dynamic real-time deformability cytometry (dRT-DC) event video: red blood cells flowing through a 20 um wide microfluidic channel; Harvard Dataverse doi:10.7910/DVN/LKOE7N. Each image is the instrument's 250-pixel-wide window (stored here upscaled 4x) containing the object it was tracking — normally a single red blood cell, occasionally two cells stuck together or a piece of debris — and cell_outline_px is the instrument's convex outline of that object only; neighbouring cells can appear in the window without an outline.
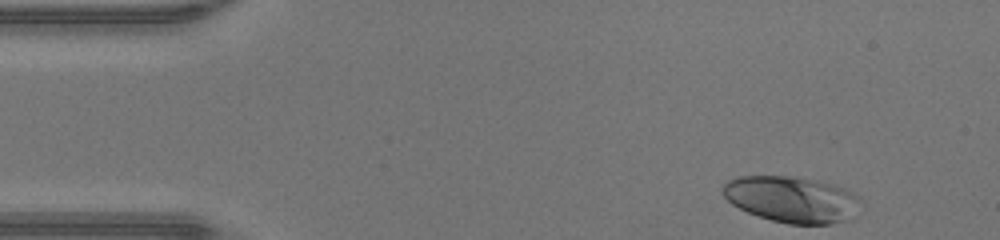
{"species": "human", "species_latin": "Homo sapiens", "temperature_condition": "warm", "stored_images_in_passage": 43, "camera_frame_rate_fps": 3000, "um_per_image_px": 0.085, "donor": {"sex": "male"}, "frame": {"image": 1, "passage_image": 1, "time_ms": 0.0, "image_size_px": [1000, 240], "cell_outline_px": [[860, 200], [856, 216], [852, 220], [832, 224], [788, 224], [772, 220], [748, 212], [732, 204], [720, 192], [724, 184], [728, 180], [736, 176], [792, 176], [816, 180], [832, 184], [844, 188], [860, 196]], "centroid_in_image_um": [67.33, 16.95], "position_along_channel_um": 17.7, "area_um2": 37.51}}
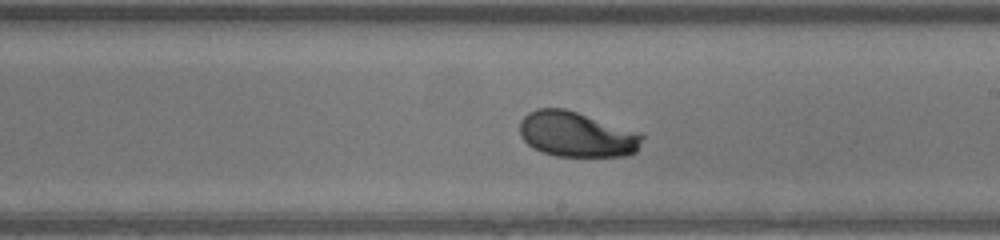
{"frame": {"image": 2, "passage_image": 23, "time_ms": 7.333, "image_size_px": [1000, 240], "cell_outline_px": [[644, 136], [636, 152], [628, 156], [556, 156], [532, 148], [520, 136], [520, 120], [528, 112], [536, 108], [564, 108], [644, 132]], "centroid_in_image_um": [49.05, 11.41], "position_along_channel_um": 239.9, "area_um2": 32.77}}
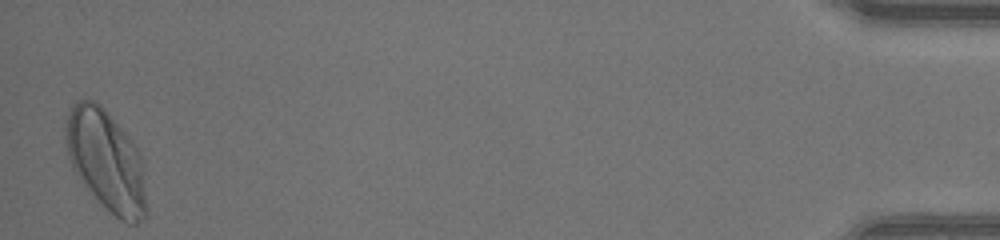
{"frame": {"image": 3, "passage_image": 43, "time_ms": 14.0, "image_size_px": [1000, 240], "cell_outline_px": [[148, 212], [136, 224], [128, 224], [120, 220], [92, 192], [72, 168], [68, 156], [64, 128], [64, 124], [68, 112], [72, 104], [84, 96], [96, 100], [108, 112], [128, 136], [136, 148], [144, 164], [148, 208]], "centroid_in_image_um": [9.04, 13.6], "position_along_channel_um": 426.2, "area_um2": 47.74}, "authors_computed_cell_mechanics": {"area_um2": 33.0038, "velocity_mm_per_s": 4.3149, "shape_relaxation_time_tau1_ms": 2.0856, "shape_relaxation_time_tau2_ms": null, "deformation_change_tau1": 0.1343, "deformation_change_tau2": null}}